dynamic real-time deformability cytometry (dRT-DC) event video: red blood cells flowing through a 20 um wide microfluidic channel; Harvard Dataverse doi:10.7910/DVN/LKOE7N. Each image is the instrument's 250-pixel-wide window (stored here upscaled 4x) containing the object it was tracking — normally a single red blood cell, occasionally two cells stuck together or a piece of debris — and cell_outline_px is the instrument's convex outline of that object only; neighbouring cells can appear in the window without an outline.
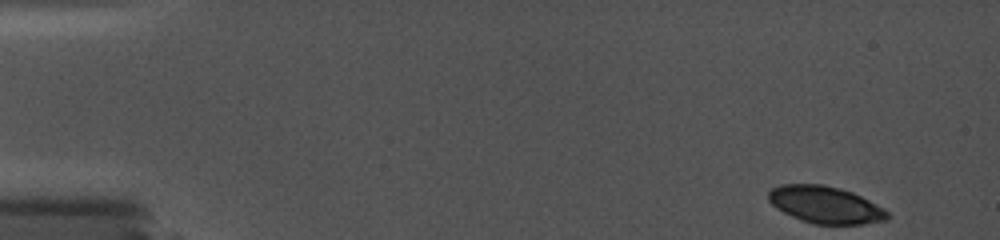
{"species": "common noctule bat (a hibernating species)", "species_latin": "Nyctalus noctula", "temperature_condition": "cold", "stored_images_in_passage": 7, "camera_frame_rate_fps": 5000, "um_per_image_px": 0.085, "animal": {"sex": "female", "body_mass_g": 19.0, "forearm_length_mm": 56.7}, "frame": {"image": 1, "passage_image": 1, "time_ms": 0.0, "image_size_px": [1000, 240], "cell_outline_px": [[892, 216], [888, 220], [864, 224], [812, 224], [792, 216], [776, 208], [768, 200], [768, 192], [772, 188], [780, 184], [824, 184], [840, 188], [852, 192], [884, 208]], "centroid_in_image_um": [70.17, 17.4], "position_along_channel_um": 14.8, "area_um2": 25.84}}
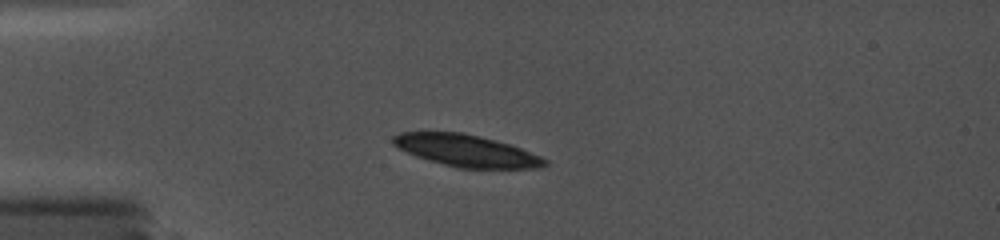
{"frame": {"image": 2, "passage_image": 7, "time_ms": 3.6, "image_size_px": [1000, 240], "cell_outline_px": [[548, 164], [544, 168], [456, 168], [416, 156], [392, 144], [392, 136], [400, 132], [464, 132], [480, 136], [508, 144], [520, 148], [540, 156], [548, 160]], "centroid_in_image_um": [39.65, 12.81], "position_along_channel_um": 45.4, "area_um2": 28.09}}